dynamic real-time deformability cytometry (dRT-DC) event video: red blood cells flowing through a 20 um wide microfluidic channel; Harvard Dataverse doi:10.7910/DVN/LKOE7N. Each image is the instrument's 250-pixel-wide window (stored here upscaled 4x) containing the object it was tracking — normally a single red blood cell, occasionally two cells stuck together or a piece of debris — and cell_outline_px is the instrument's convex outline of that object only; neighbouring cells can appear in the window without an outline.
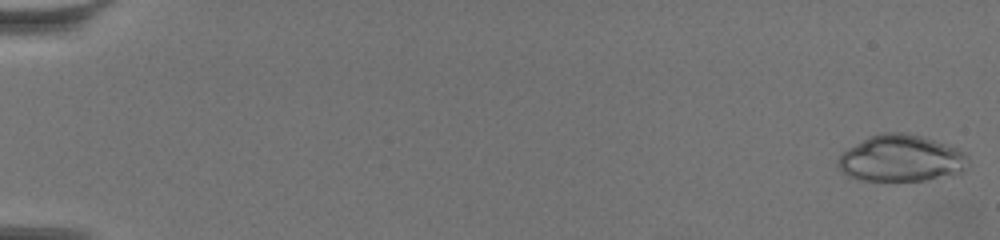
{"species": "common noctule bat (a hibernating species)", "species_latin": "Nyctalus noctula", "temperature_condition": "warm", "stored_images_in_passage": 62, "camera_frame_rate_fps": 3000, "um_per_image_px": 0.085, "animal": {"sex": "female", "body_mass_g": 19.5, "forearm_length_mm": 54.1}, "frame": {"image": 1, "passage_image": 1, "time_ms": 0.0, "image_size_px": [1000, 240], "cell_outline_px": [[968, 164], [964, 172], [924, 180], [860, 180], [848, 176], [836, 164], [836, 160], [848, 148], [872, 136], [884, 132], [904, 132], [920, 136], [956, 148], [964, 152], [968, 156]], "centroid_in_image_um": [76.6, 13.47], "position_along_channel_um": 8.4, "area_um2": 34.91}}